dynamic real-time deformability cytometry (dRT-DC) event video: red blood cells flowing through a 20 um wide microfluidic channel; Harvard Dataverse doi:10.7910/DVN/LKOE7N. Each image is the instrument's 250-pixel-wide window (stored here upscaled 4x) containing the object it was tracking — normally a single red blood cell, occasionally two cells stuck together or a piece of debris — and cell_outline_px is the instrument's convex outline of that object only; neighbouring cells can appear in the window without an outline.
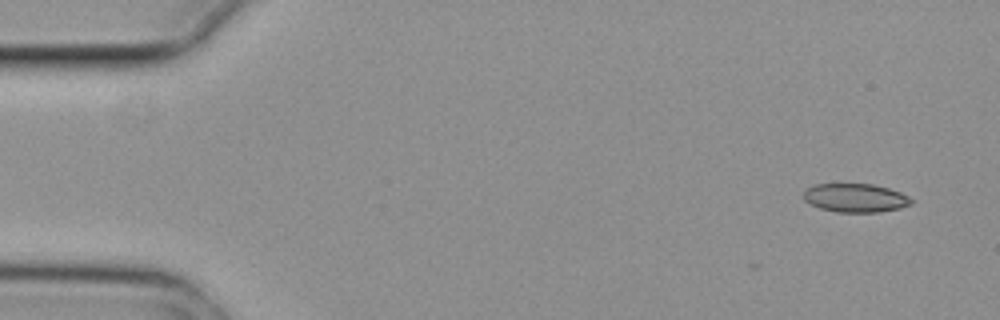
{"species": "common noctule bat (a hibernating species)", "species_latin": "Nyctalus noctula", "temperature_condition": "cold", "stored_images_in_passage": 4, "camera_frame_rate_fps": 3000, "um_per_image_px": 0.085, "animal": {"sex": "female", "body_mass_g": 29.2, "forearm_length_mm": 56.3}, "frame": {"image": 1, "passage_image": 1, "time_ms": 0.0, "image_size_px": [1000, 320], "cell_outline_px": [[916, 200], [912, 204], [900, 208], [880, 212], [836, 212], [820, 208], [808, 204], [804, 200], [804, 188], [816, 184], [872, 184], [888, 188], [900, 192]], "centroid_in_image_um": [72.71, 16.82], "position_along_channel_um": 12.3, "area_um2": 18.21}}
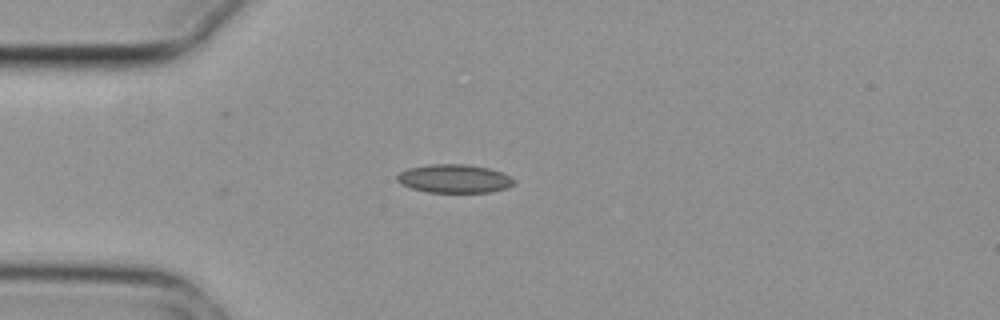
{"frame": {"image": 2, "passage_image": 4, "time_ms": 1.0, "image_size_px": [1000, 320], "cell_outline_px": [[516, 180], [512, 184], [504, 188], [492, 192], [428, 192], [412, 188], [400, 184], [396, 180], [396, 176], [400, 172], [408, 168], [428, 164], [464, 164], [488, 168], [500, 172]], "centroid_in_image_um": [38.56, 15.18], "position_along_channel_um": 46.4, "area_um2": 19.25}}